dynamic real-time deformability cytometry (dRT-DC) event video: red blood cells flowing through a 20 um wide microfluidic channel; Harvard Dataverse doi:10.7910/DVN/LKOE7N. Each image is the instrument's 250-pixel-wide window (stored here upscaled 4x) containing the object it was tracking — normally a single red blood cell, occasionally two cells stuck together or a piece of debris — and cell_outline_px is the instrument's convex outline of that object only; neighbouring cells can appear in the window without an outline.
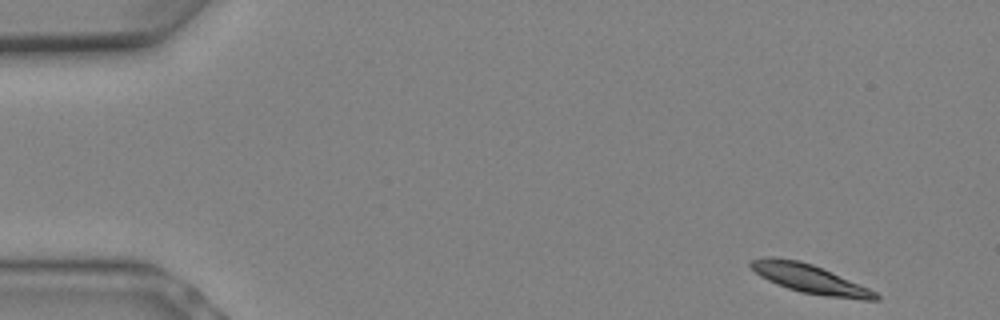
{"species": "Egyptian fruit bat (a non-hibernating species)", "species_latin": "Rousettus aegyptiacus", "temperature_condition": "warm", "stored_images_in_passage": 5, "camera_frame_rate_fps": 3000, "um_per_image_px": 0.085, "animal": {"sex": "female"}, "frame": {"image": 1, "passage_image": 1, "time_ms": 0.0, "image_size_px": [1000, 320], "cell_outline_px": [[880, 296], [876, 300], [864, 300], [828, 296], [800, 292], [776, 284], [760, 276], [748, 264], [752, 260], [772, 256], [800, 260], [812, 264], [868, 288], [876, 292]], "centroid_in_image_um": [68.8, 23.69], "position_along_channel_um": 16.2, "area_um2": 20.63}}